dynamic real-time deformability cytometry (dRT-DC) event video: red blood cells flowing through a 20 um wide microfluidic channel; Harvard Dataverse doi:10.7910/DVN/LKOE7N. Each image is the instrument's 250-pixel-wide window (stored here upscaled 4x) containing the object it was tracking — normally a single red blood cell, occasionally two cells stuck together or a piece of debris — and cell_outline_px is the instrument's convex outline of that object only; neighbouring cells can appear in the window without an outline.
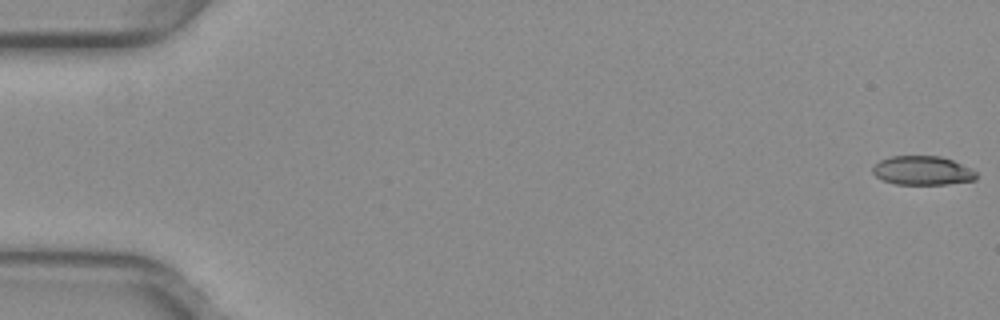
{"species": "common noctule bat (a hibernating species)", "species_latin": "Nyctalus noctula", "temperature_condition": "warm", "stored_images_in_passage": 7, "camera_frame_rate_fps": 3000, "um_per_image_px": 0.085, "animal": {"sex": "female", "body_mass_g": 29.2, "forearm_length_mm": 56.3}, "frame": {"image": 1, "passage_image": 1, "time_ms": 0.0, "image_size_px": [1000, 320], "cell_outline_px": [[976, 180], [944, 184], [896, 184], [884, 180], [876, 176], [872, 172], [872, 168], [880, 160], [888, 156], [940, 156], [952, 160], [976, 172]], "centroid_in_image_um": [78.38, 14.49], "position_along_channel_um": 6.6, "area_um2": 17.28}}